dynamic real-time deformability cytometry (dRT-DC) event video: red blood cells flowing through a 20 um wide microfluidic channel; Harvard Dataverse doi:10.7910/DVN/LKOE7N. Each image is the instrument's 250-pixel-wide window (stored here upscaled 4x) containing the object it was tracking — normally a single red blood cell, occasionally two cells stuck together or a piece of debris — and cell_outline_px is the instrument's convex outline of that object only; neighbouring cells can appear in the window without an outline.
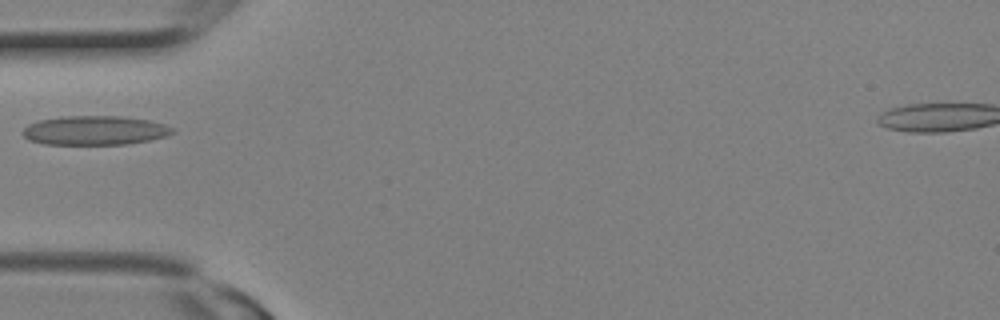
{"species": "Egyptian fruit bat (a non-hibernating species)", "species_latin": "Rousettus aegyptiacus", "temperature_condition": "room temperature", "stored_images_in_passage": 4, "camera_frame_rate_fps": 3000, "um_per_image_px": 0.085, "animal": {"sex": "female"}, "frame": {"image": 1, "passage_image": 4, "time_ms": 1.0, "image_size_px": [1000, 320], "cell_outline_px": [[176, 132], [164, 136], [148, 140], [128, 144], [44, 144], [28, 140], [20, 132], [28, 124], [40, 120], [64, 116], [120, 116], [148, 120], [164, 124], [176, 128]], "centroid_in_image_um": [8.05, 11.08], "position_along_channel_um": 77.0, "area_um2": 25.49}}